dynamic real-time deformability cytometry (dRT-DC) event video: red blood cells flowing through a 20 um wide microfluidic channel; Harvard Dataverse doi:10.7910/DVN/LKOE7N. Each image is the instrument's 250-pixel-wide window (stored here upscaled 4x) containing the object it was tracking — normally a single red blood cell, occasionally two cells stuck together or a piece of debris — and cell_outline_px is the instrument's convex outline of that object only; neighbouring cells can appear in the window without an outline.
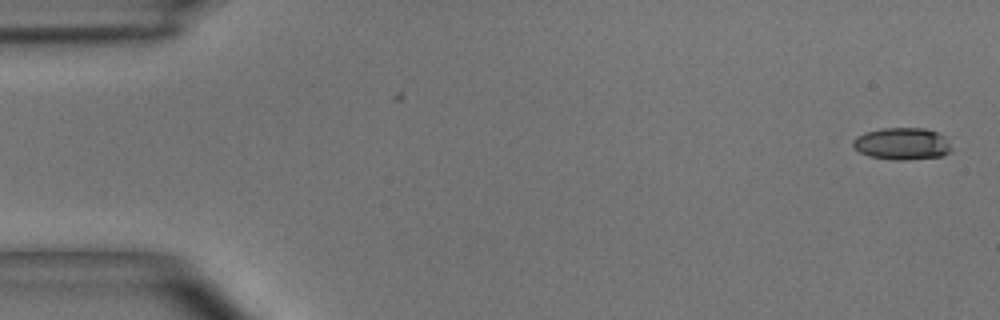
{"species": "common noctule bat (a hibernating species)", "species_latin": "Nyctalus noctula", "temperature_condition": "room temperature", "stored_images_in_passage": 6, "camera_frame_rate_fps": 3000, "um_per_image_px": 0.085, "animal": {"sex": "male", "body_mass_g": 15.6}, "frame": {"image": 1, "passage_image": 1, "time_ms": 0.0, "image_size_px": [1000, 320], "cell_outline_px": [[952, 148], [948, 152], [940, 156], [904, 160], [896, 160], [872, 156], [860, 152], [852, 144], [852, 140], [856, 136], [864, 132], [880, 128], [924, 128], [936, 132], [944, 136]], "centroid_in_image_um": [76.65, 12.2], "position_along_channel_um": 8.3, "area_um2": 18.21}}
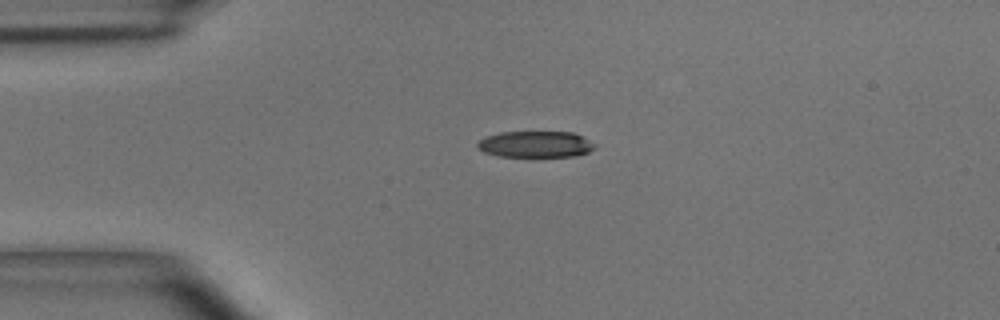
{"frame": {"image": 2, "passage_image": 4, "time_ms": 1.0, "image_size_px": [1000, 320], "cell_outline_px": [[596, 148], [588, 152], [572, 156], [500, 156], [484, 152], [476, 144], [484, 136], [500, 132], [572, 132], [596, 144]], "centroid_in_image_um": [45.51, 12.25], "position_along_channel_um": 39.5, "area_um2": 17.8}}
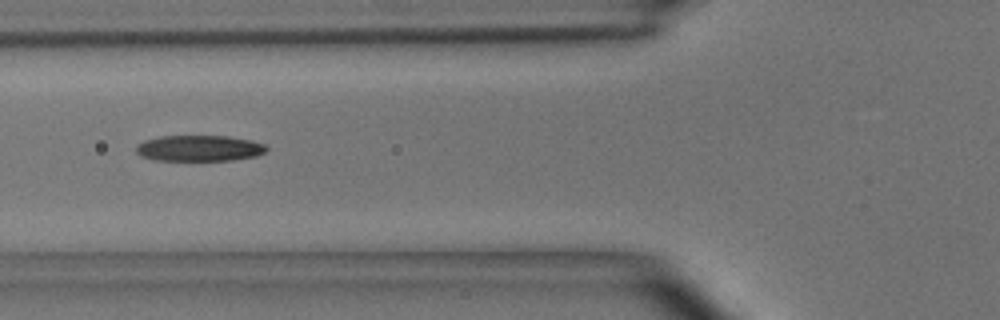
{"frame": {"image": 3, "passage_image": 6, "time_ms": 1.667, "image_size_px": [1000, 320], "cell_outline_px": [[268, 148], [264, 152], [256, 156], [232, 160], [152, 160], [140, 156], [136, 152], [136, 144], [144, 140], [160, 136], [228, 136], [252, 140], [264, 144]], "centroid_in_image_um": [16.9, 12.6], "position_along_channel_um": 108.9, "area_um2": 19.83}}